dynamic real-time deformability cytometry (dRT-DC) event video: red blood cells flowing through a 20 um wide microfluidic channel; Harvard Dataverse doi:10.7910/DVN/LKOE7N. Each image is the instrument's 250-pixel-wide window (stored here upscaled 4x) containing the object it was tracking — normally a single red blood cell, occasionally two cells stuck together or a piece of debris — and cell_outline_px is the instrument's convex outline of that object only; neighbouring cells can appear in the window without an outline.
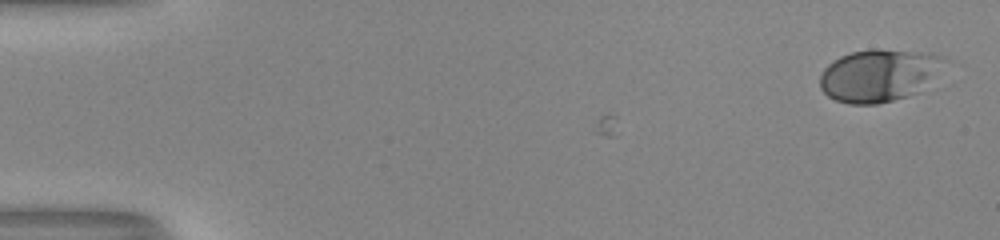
{"species": "human", "species_latin": "Homo sapiens", "temperature_condition": "room temperature", "stored_images_in_passage": 9, "camera_frame_rate_fps": 3000, "um_per_image_px": 0.085, "donor": {"sex": "male"}, "frame": {"image": 1, "passage_image": 9, "time_ms": 2.667, "image_size_px": [1000, 240], "cell_outline_px": [[948, 60], [920, 92], [908, 96], [876, 104], [848, 104], [836, 100], [828, 96], [820, 88], [820, 76], [824, 68], [832, 60], [840, 56], [852, 52], [872, 48], [876, 48], [948, 56]], "centroid_in_image_um": [74.69, 6.4], "position_along_channel_um": 10.3, "area_um2": 38.03}}